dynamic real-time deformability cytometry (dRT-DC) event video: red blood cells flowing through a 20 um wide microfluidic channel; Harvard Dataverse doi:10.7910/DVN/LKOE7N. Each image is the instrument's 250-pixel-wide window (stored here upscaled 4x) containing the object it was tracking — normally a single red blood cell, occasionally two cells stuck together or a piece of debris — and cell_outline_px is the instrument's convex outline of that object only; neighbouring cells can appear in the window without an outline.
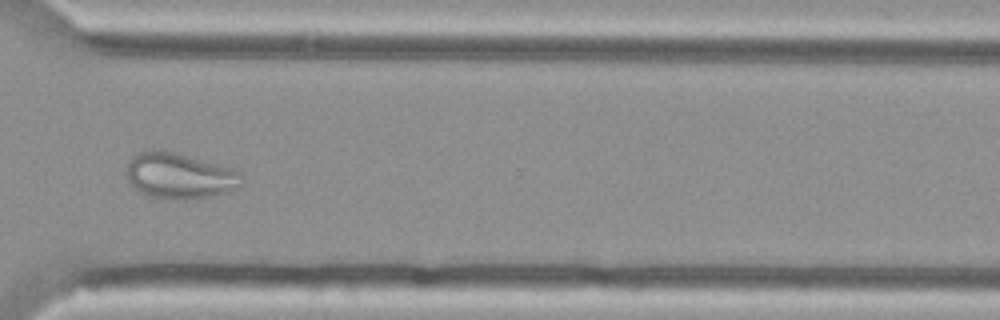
{"species": "Egyptian fruit bat (a non-hibernating species)", "species_latin": "Rousettus aegyptiacus", "temperature_condition": "cold", "stored_images_in_passage": 50, "camera_frame_rate_fps": 3000, "um_per_image_px": 0.085, "animal": {"sex": "female"}, "frame": {"image": 1, "passage_image": 36, "time_ms": 11.667, "image_size_px": [1000, 320], "cell_outline_px": [[244, 184], [228, 192], [188, 200], [184, 200], [152, 196], [136, 188], [128, 180], [128, 160], [136, 152], [144, 148], [160, 148], [228, 168], [240, 172], [244, 180]], "centroid_in_image_um": [15.24, 14.91], "position_along_channel_um": 355.4, "area_um2": 30.52}}